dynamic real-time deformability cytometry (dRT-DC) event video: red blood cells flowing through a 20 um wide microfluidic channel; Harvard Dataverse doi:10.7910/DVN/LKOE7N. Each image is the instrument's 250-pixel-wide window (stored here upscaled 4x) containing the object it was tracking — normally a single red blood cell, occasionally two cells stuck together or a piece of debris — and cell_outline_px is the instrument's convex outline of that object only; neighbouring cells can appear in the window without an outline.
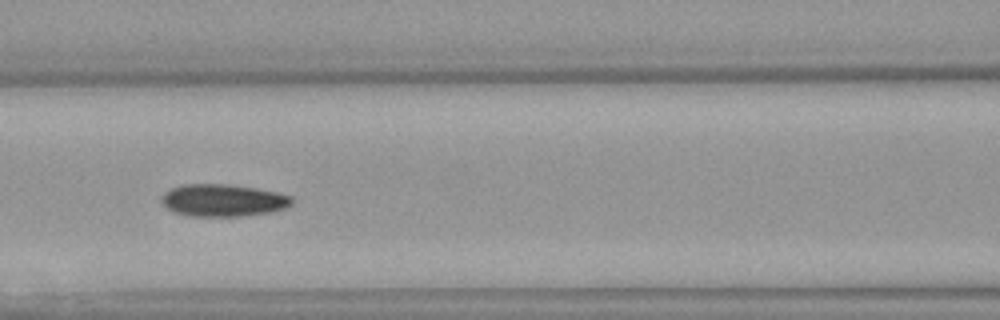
{"species": "Egyptian fruit bat (a non-hibernating species)", "species_latin": "Rousettus aegyptiacus", "temperature_condition": "warm", "stored_images_in_passage": 52, "camera_frame_rate_fps": 3000, "um_per_image_px": 0.085, "animal": {"sex": "female"}, "frame": {"image": 1, "passage_image": 22, "time_ms": 7.0, "image_size_px": [1000, 320], "cell_outline_px": [[296, 200], [292, 204], [284, 208], [272, 212], [240, 216], [188, 216], [176, 212], [168, 208], [160, 200], [164, 192], [172, 188], [184, 184], [232, 184], [280, 192], [292, 196]], "centroid_in_image_um": [19.02, 17.02], "position_along_channel_um": 147.6, "area_um2": 24.74}}
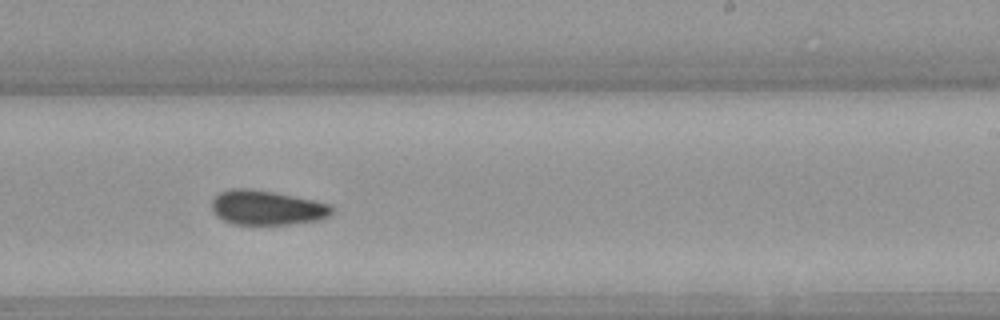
{"frame": {"image": 2, "passage_image": 31, "time_ms": 10.0, "image_size_px": [1000, 320], "cell_outline_px": [[332, 212], [328, 216], [320, 220], [292, 224], [232, 224], [216, 216], [212, 208], [212, 200], [220, 192], [232, 188], [244, 188], [272, 192], [332, 204]], "centroid_in_image_um": [22.68, 17.66], "position_along_channel_um": 266.3, "area_um2": 23.99}}
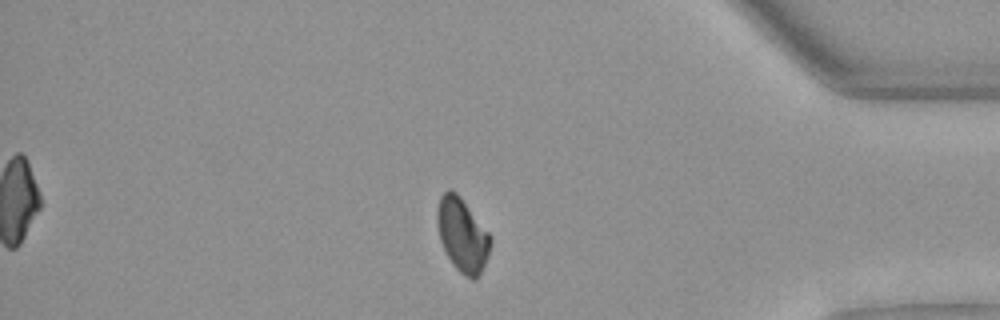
{"frame": {"image": 3, "passage_image": 43, "time_ms": 14.0, "image_size_px": [1000, 320], "cell_outline_px": [[492, 240], [488, 256], [476, 280], [472, 280], [464, 276], [452, 264], [440, 240], [436, 220], [436, 212], [440, 196], [448, 188], [456, 192], [460, 196], [492, 236]], "centroid_in_image_um": [39.3, 19.96], "position_along_channel_um": 395.9, "area_um2": 22.95}, "authors_computed_cell_mechanics": {"area_um2": 23.2356, "velocity_mm_per_s": 3.9821, "shape_relaxation_time_tau1_ms": 6.4127, "shape_relaxation_time_tau2_ms": 5.6144, "deformation_change_tau1": 0.1385, "deformation_change_tau2": 0.0853}}